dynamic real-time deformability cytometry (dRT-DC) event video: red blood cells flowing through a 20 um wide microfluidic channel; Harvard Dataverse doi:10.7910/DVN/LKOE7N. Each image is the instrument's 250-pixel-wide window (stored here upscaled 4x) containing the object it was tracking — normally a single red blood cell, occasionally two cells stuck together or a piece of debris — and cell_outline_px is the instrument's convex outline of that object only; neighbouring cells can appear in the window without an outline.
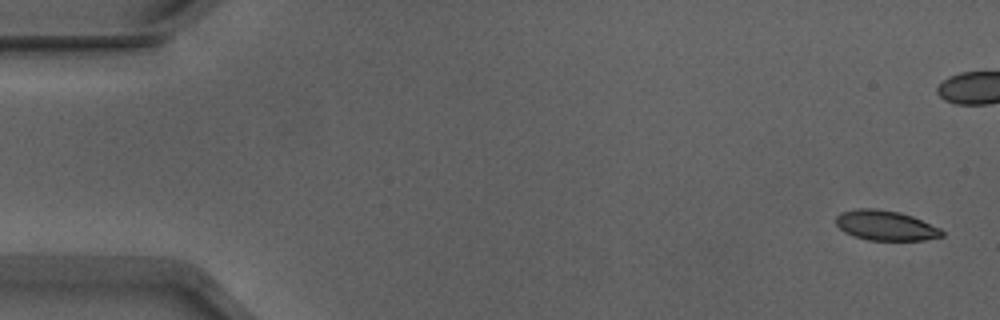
{"species": "Egyptian fruit bat (a non-hibernating species)", "species_latin": "Rousettus aegyptiacus", "temperature_condition": "warm", "stored_images_in_passage": 10, "camera_frame_rate_fps": 3000, "um_per_image_px": 0.085, "animal": {"sex": "male"}, "frame": {"image": 1, "passage_image": 2, "time_ms": 0.333, "image_size_px": [1000, 320], "cell_outline_px": [[944, 236], [924, 240], [868, 240], [852, 236], [844, 232], [836, 224], [836, 216], [840, 212], [856, 208], [876, 208], [900, 212], [912, 216], [940, 228], [944, 232]], "centroid_in_image_um": [75.25, 19.16], "position_along_channel_um": 9.7, "area_um2": 18.67}}